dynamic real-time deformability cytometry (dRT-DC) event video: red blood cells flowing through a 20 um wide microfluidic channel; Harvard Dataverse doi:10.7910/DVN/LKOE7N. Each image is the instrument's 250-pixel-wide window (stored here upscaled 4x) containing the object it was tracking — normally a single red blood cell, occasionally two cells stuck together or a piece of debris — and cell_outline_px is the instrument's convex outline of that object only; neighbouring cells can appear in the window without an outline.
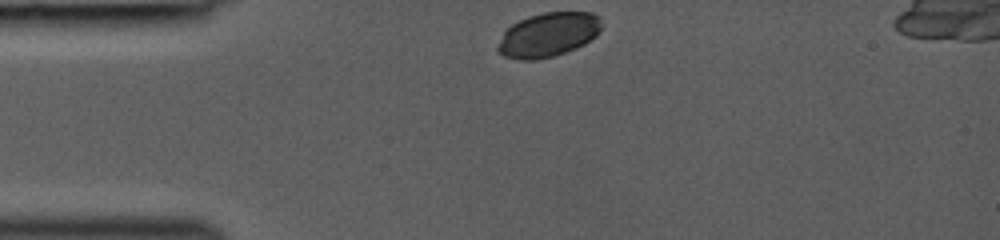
{"species": "common noctule bat (a hibernating species)", "species_latin": "Nyctalus noctula", "temperature_condition": "room temperature", "stored_images_in_passage": 30, "camera_frame_rate_fps": 3000, "um_per_image_px": 0.085, "animal": {"sex": "female", "body_mass_g": 19.0, "forearm_length_mm": 53.3}, "frame": {"image": 1, "passage_image": 1, "time_ms": 0.0, "image_size_px": [1000, 240], "cell_outline_px": [[600, 32], [596, 36], [584, 44], [576, 48], [552, 56], [536, 60], [520, 60], [504, 56], [496, 52], [496, 48], [504, 28], [528, 16], [544, 12], [592, 12], [600, 16]], "centroid_in_image_um": [46.56, 2.95], "position_along_channel_um": 38.4, "area_um2": 26.99}}
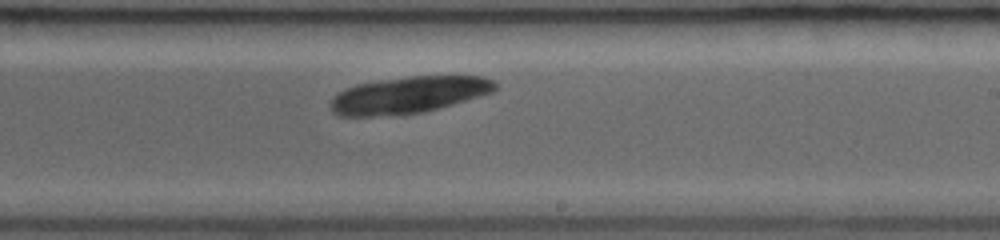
{"frame": {"image": 2, "passage_image": 18, "time_ms": 5.667, "image_size_px": [1000, 240], "cell_outline_px": [[496, 88], [492, 92], [452, 104], [424, 112], [372, 116], [336, 116], [332, 112], [328, 104], [332, 96], [336, 92], [344, 88], [356, 84], [380, 80], [412, 76], [484, 76], [492, 80], [496, 84]], "centroid_in_image_um": [34.64, 8.07], "position_along_channel_um": 254.4, "area_um2": 35.26}}
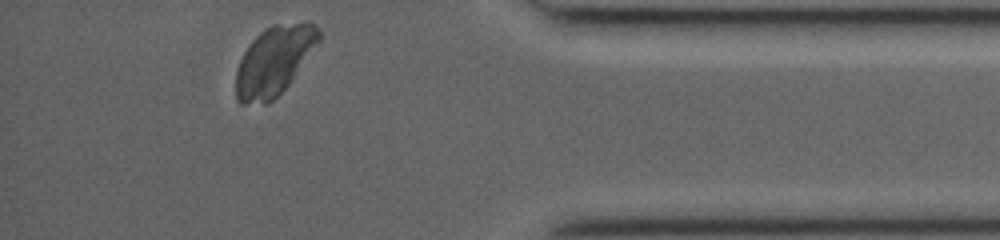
{"frame": {"image": 3, "passage_image": 30, "time_ms": 9.667, "image_size_px": [1000, 240], "cell_outline_px": [[320, 40], [292, 80], [272, 100], [264, 104], [240, 104], [236, 100], [236, 72], [240, 60], [244, 52], [252, 40], [264, 28], [272, 24], [312, 24], [320, 32]], "centroid_in_image_um": [23.25, 5.2], "position_along_channel_um": 411.9, "area_um2": 32.83}}